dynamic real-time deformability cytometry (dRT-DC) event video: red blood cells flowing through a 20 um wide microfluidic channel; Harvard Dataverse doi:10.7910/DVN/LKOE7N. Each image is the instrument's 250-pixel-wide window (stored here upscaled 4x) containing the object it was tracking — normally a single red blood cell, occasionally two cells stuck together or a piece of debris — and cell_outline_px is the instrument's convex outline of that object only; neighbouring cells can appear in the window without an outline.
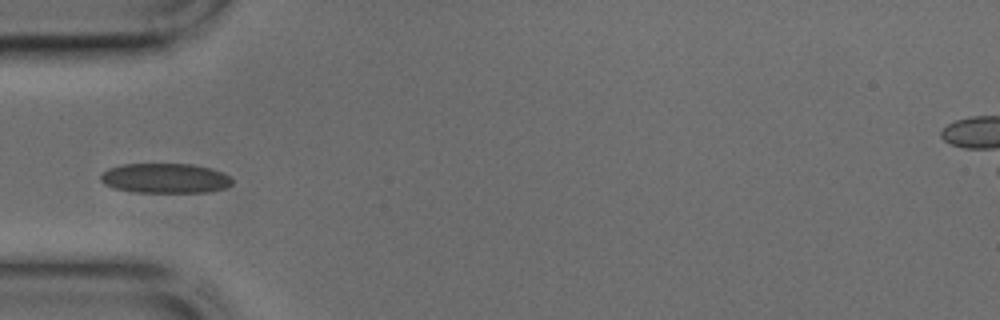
{"species": "common noctule bat (a hibernating species)", "species_latin": "Nyctalus noctula", "temperature_condition": "cold", "stored_images_in_passage": 34, "camera_frame_rate_fps": 3000, "um_per_image_px": 0.085, "animal": {"sex": "male", "body_mass_g": 17.9, "forearm_length_mm": 54.2}, "frame": {"image": 1, "passage_image": 6, "time_ms": 1.667, "image_size_px": [1000, 320], "cell_outline_px": [[232, 184], [224, 188], [208, 192], [136, 192], [116, 188], [104, 184], [100, 180], [100, 172], [108, 168], [124, 164], [192, 164], [224, 172], [232, 180]], "centroid_in_image_um": [14.01, 15.14], "position_along_channel_um": 71.0, "area_um2": 22.83}}
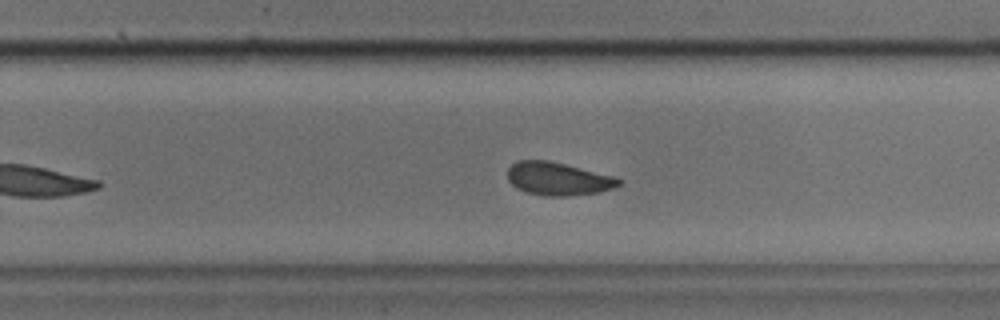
{"frame": {"image": 2, "passage_image": 20, "time_ms": 6.333, "image_size_px": [1000, 320], "cell_outline_px": [[624, 180], [620, 184], [612, 188], [600, 192], [568, 196], [544, 196], [524, 192], [516, 188], [508, 180], [508, 168], [516, 160], [548, 160], [612, 176]], "centroid_in_image_um": [47.4, 15.21], "position_along_channel_um": 282.4, "area_um2": 21.39}}